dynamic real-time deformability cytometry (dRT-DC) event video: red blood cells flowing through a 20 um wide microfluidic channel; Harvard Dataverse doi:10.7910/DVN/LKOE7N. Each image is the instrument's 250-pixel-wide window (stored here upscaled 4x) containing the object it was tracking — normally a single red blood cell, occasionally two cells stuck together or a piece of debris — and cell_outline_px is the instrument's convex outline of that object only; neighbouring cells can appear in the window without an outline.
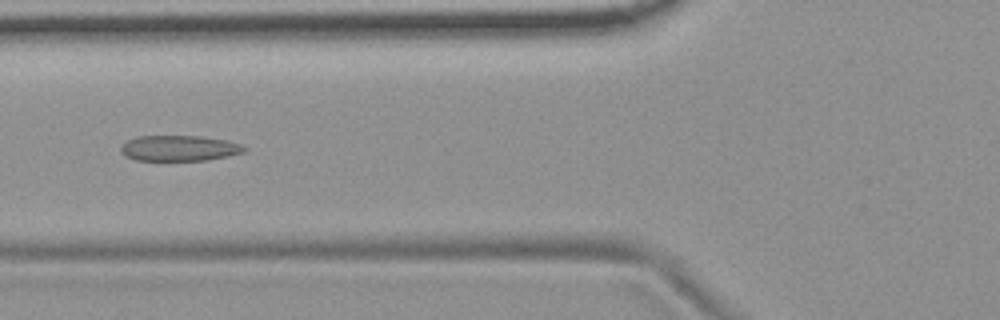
{"species": "common noctule bat (a hibernating species)", "species_latin": "Nyctalus noctula", "temperature_condition": "room temperature", "stored_images_in_passage": 54, "camera_frame_rate_fps": 3000, "um_per_image_px": 0.085, "animal": {"sex": "female", "body_mass_g": 19.9}, "frame": {"image": 1, "passage_image": 20, "time_ms": 6.333, "image_size_px": [1000, 320], "cell_outline_px": [[248, 148], [244, 152], [228, 156], [208, 160], [136, 160], [124, 156], [120, 152], [120, 148], [128, 140], [136, 136], [200, 136], [228, 140], [240, 144]], "centroid_in_image_um": [15.25, 12.59], "position_along_channel_um": 110.6, "area_um2": 18.5}}
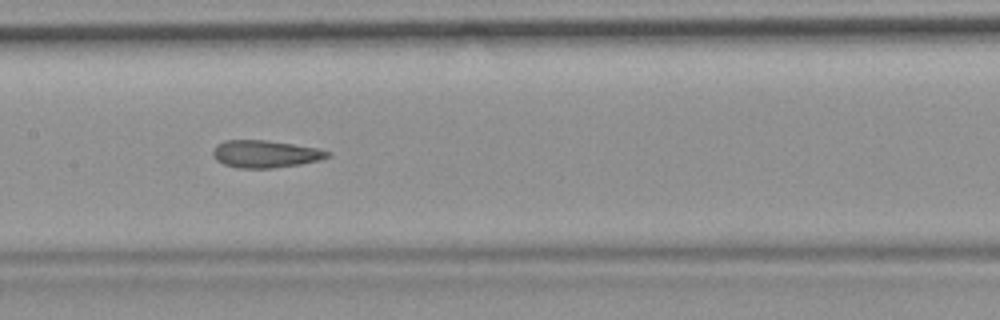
{"frame": {"image": 2, "passage_image": 26, "time_ms": 8.333, "image_size_px": [1000, 320], "cell_outline_px": [[332, 156], [320, 160], [300, 164], [272, 168], [236, 168], [224, 164], [216, 160], [212, 156], [212, 148], [216, 144], [224, 140], [264, 140], [292, 144], [316, 148], [332, 152]], "centroid_in_image_um": [22.52, 13.09], "position_along_channel_um": 184.9, "area_um2": 18.44}}
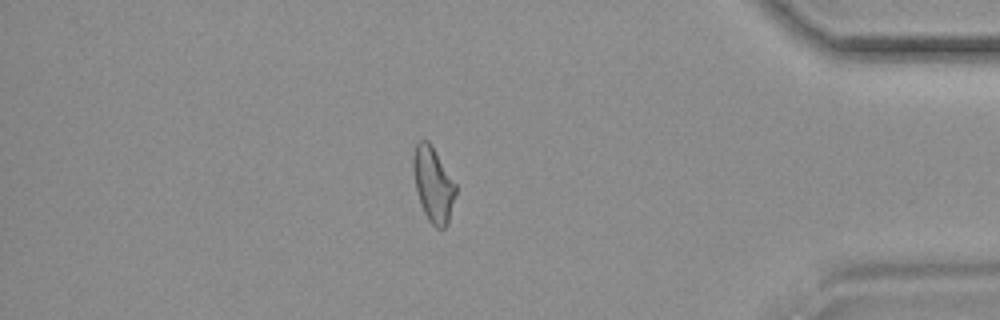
{"frame": {"image": 3, "passage_image": 46, "time_ms": 15.0, "image_size_px": [1000, 320], "cell_outline_px": [[456, 192], [448, 224], [444, 228], [436, 228], [428, 220], [424, 212], [416, 192], [412, 172], [412, 160], [416, 144], [420, 140], [428, 140], [432, 144], [456, 184]], "centroid_in_image_um": [36.81, 15.66], "position_along_channel_um": 398.4, "area_um2": 18.73}, "authors_computed_cell_mechanics": {"area_um2": 19.074, "velocity_mm_per_s": 3.7081, "shape_relaxation_time_tau1_ms": null, "shape_relaxation_time_tau2_ms": 2.5364, "deformation_change_tau1": null, "deformation_change_tau2": 0.1146}}